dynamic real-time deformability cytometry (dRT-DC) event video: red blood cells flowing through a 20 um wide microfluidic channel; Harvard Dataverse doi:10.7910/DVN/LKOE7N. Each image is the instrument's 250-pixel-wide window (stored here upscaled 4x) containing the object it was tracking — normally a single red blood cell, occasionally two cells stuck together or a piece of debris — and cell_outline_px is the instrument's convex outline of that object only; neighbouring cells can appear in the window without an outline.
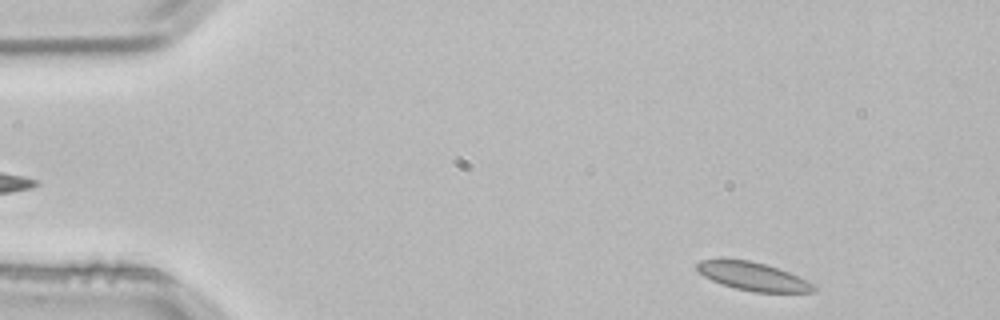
{"species": "common noctule bat (a hibernating species)", "species_latin": "Nyctalus noctula", "temperature_condition": "room temperature", "stored_images_in_passage": 3, "segment_of_instrument_passage": [2, 2], "camera_frame_rate_fps": 3000, "um_per_image_px": 0.085, "animal": {"sex": "male", "body_mass_g": 21.5, "forearm_length_mm": 52.0}, "frame": {"image": 1, "passage_image": 3, "time_ms": 0.667, "image_size_px": [1000, 320], "cell_outline_px": [[816, 288], [812, 292], [756, 292], [736, 288], [720, 284], [704, 276], [696, 268], [696, 264], [700, 260], [720, 256], [748, 260], [764, 264], [788, 272], [812, 284]], "centroid_in_image_um": [63.87, 23.45], "position_along_channel_um": 21.1, "area_um2": 19.31}}